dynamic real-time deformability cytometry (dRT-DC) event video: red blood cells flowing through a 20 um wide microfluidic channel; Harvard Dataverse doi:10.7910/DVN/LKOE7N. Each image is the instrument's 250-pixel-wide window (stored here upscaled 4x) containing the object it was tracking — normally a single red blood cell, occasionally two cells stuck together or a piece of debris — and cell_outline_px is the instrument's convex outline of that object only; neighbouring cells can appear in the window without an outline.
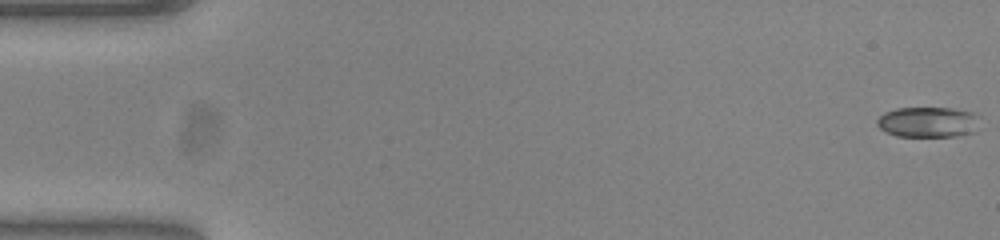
{"species": "common noctule bat (a hibernating species)", "species_latin": "Nyctalus noctula", "temperature_condition": "warm", "stored_images_in_passage": 49, "camera_frame_rate_fps": 3000, "um_per_image_px": 0.085, "animal": {"sex": "female", "body_mass_g": 23.0, "forearm_length_mm": 53.4}, "frame": {"image": 1, "passage_image": 1, "time_ms": 0.0, "image_size_px": [1000, 240], "cell_outline_px": [[980, 116], [976, 132], [956, 136], [896, 136], [880, 128], [876, 124], [876, 120], [884, 112], [896, 108], [952, 108], [972, 112]], "centroid_in_image_um": [78.91, 10.37], "position_along_channel_um": 6.1, "area_um2": 18.38}}
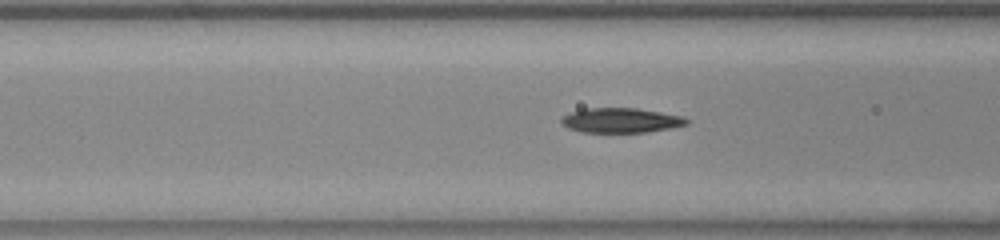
{"frame": {"image": 2, "passage_image": 21, "time_ms": 6.667, "image_size_px": [1000, 240], "cell_outline_px": [[692, 120], [688, 124], [648, 132], [580, 132], [568, 128], [560, 124], [560, 120], [568, 112], [584, 108], [636, 108], [684, 116]], "centroid_in_image_um": [52.76, 10.22], "position_along_channel_um": 113.8, "area_um2": 18.26}}
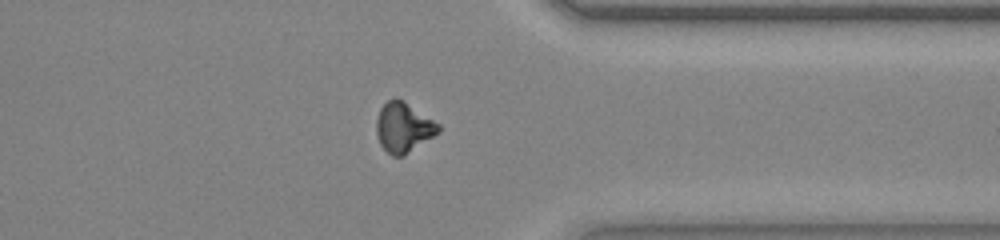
{"frame": {"image": 3, "passage_image": 42, "time_ms": 13.667, "image_size_px": [1000, 240], "cell_outline_px": [[440, 132], [404, 156], [392, 156], [380, 144], [376, 132], [376, 120], [380, 108], [388, 100], [396, 96], [404, 100], [440, 124]], "centroid_in_image_um": [34.3, 10.81], "position_along_channel_um": 377.1, "area_um2": 18.21}, "authors_computed_cell_mechanics": {"area_um2": 18.2648, "velocity_mm_per_s": 3.8663, "shape_relaxation_time_tau1_ms": 9.6589, "shape_relaxation_time_tau2_ms": 4.2797, "deformation_change_tau1": 0.2533, "deformation_change_tau2": 0.1001}}